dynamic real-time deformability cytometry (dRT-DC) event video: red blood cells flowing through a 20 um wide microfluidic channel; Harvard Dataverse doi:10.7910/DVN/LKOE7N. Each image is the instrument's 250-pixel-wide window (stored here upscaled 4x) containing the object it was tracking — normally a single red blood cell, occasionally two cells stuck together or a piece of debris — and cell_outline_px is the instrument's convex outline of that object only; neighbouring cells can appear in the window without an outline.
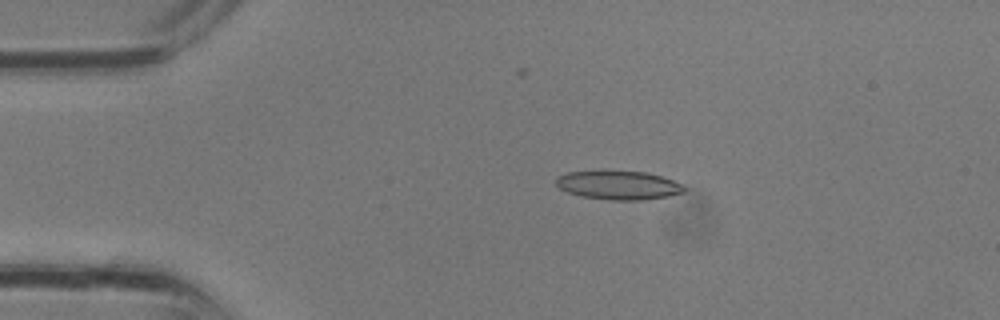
{"species": "common noctule bat (a hibernating species)", "species_latin": "Nyctalus noctula", "temperature_condition": "room temperature", "stored_images_in_passage": 31, "camera_frame_rate_fps": 3000, "um_per_image_px": 0.085, "animal": {"sex": "male", "body_mass_g": 13.3}, "frame": {"image": 1, "passage_image": 4, "time_ms": 1.0, "image_size_px": [1000, 320], "cell_outline_px": [[688, 188], [684, 192], [668, 196], [644, 200], [608, 200], [580, 196], [568, 192], [560, 188], [556, 184], [556, 176], [568, 172], [600, 168], [604, 168], [648, 172], [684, 184]], "centroid_in_image_um": [52.55, 15.69], "position_along_channel_um": 32.4, "area_um2": 22.54}}
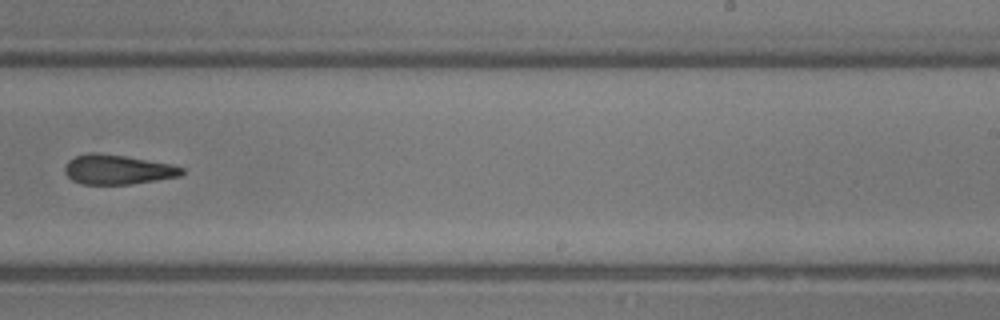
{"frame": {"image": 2, "passage_image": 18, "time_ms": 5.667, "image_size_px": [1000, 320], "cell_outline_px": [[184, 172], [180, 176], [128, 184], [84, 184], [72, 180], [64, 172], [64, 168], [68, 160], [76, 156], [88, 152], [96, 152], [124, 156], [172, 164], [184, 168]], "centroid_in_image_um": [9.97, 14.4], "position_along_channel_um": 279.0, "area_um2": 20.06}}
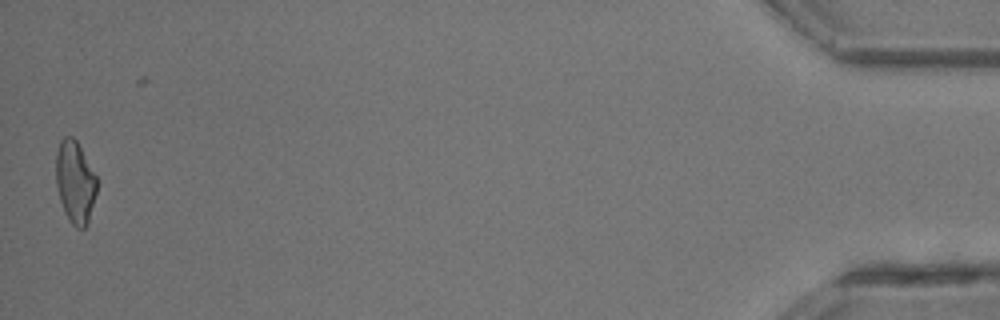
{"frame": {"image": 3, "passage_image": 30, "time_ms": 9.667, "image_size_px": [1000, 320], "cell_outline_px": [[96, 192], [88, 224], [84, 228], [76, 228], [68, 220], [64, 212], [60, 200], [56, 184], [56, 152], [60, 140], [64, 136], [72, 136], [76, 140], [96, 176]], "centroid_in_image_um": [6.36, 15.49], "position_along_channel_um": 428.8, "area_um2": 19.54}}